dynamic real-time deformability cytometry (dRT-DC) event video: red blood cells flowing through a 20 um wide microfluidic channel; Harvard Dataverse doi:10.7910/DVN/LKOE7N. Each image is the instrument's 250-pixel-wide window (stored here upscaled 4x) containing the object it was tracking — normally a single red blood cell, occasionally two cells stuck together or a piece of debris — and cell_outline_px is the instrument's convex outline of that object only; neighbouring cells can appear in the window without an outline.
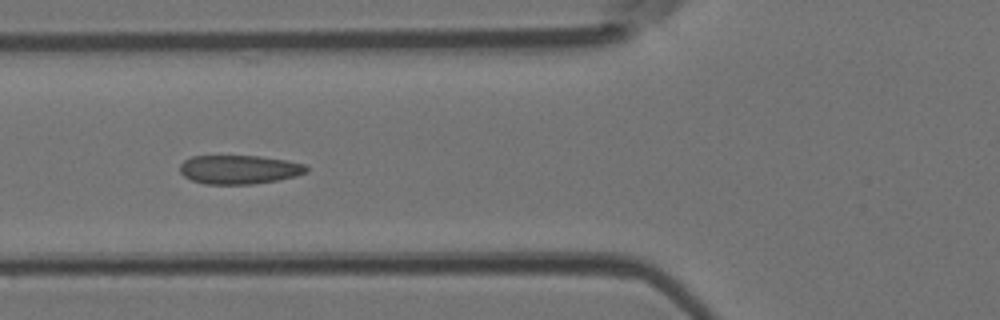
{"species": "Egyptian fruit bat (a non-hibernating species)", "species_latin": "Rousettus aegyptiacus", "temperature_condition": "room temperature", "stored_images_in_passage": 5, "camera_frame_rate_fps": 3000, "um_per_image_px": 0.085, "animal": {"sex": "female"}, "frame": {"image": 1, "passage_image": 5, "time_ms": 1.333, "image_size_px": [1000, 320], "cell_outline_px": [[308, 172], [296, 176], [276, 180], [252, 184], [204, 184], [192, 180], [184, 176], [180, 172], [180, 164], [184, 160], [192, 156], [260, 156], [288, 160], [304, 164], [308, 168]], "centroid_in_image_um": [20.33, 14.4], "position_along_channel_um": 105.5, "area_um2": 21.33}}